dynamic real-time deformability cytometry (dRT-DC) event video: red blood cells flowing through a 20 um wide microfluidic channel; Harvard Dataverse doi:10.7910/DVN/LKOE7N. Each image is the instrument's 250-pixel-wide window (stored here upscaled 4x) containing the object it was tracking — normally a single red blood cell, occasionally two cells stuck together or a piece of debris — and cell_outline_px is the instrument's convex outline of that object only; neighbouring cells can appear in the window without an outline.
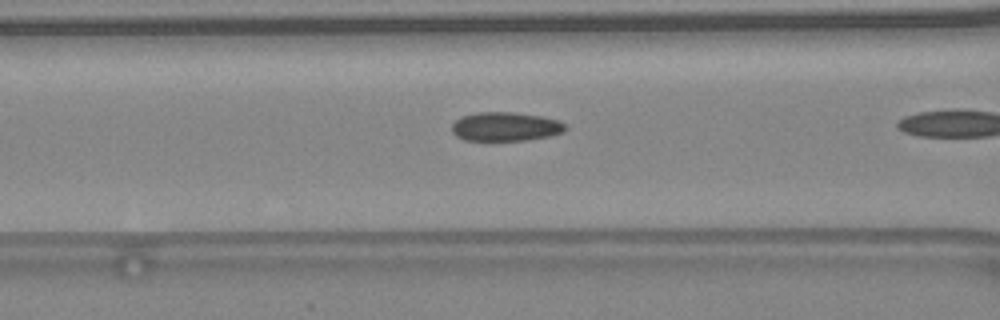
{"species": "common noctule bat (a hibernating species)", "species_latin": "Nyctalus noctula", "temperature_condition": "warm", "stored_images_in_passage": 10, "camera_frame_rate_fps": 3000, "um_per_image_px": 0.085, "animal": {"sex": "female", "body_mass_g": 24.6, "forearm_length_mm": 56.2}, "frame": {"image": 1, "passage_image": 9, "time_ms": 2.667, "image_size_px": [1000, 320], "cell_outline_px": [[568, 128], [564, 132], [552, 136], [528, 140], [464, 140], [456, 136], [452, 132], [452, 124], [460, 116], [476, 112], [516, 112], [544, 116], [560, 120]], "centroid_in_image_um": [43.0, 10.75], "position_along_channel_um": 123.6, "area_um2": 19.54}}